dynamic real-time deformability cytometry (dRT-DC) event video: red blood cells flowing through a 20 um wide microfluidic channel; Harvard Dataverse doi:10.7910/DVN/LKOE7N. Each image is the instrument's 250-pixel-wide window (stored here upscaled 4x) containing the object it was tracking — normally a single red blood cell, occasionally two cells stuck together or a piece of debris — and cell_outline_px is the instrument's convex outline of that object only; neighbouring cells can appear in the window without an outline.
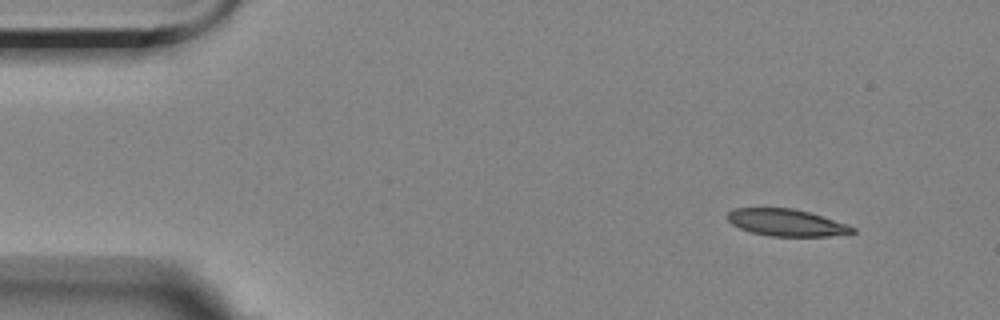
{"species": "Egyptian fruit bat (a non-hibernating species)", "species_latin": "Rousettus aegyptiacus", "temperature_condition": "room temperature", "stored_images_in_passage": 4, "camera_frame_rate_fps": 3000, "um_per_image_px": 0.085, "animal": {"sex": "female"}, "frame": {"image": 1, "passage_image": 1, "time_ms": 0.0, "image_size_px": [1000, 320], "cell_outline_px": [[856, 232], [828, 236], [768, 236], [752, 232], [740, 228], [732, 224], [728, 220], [728, 212], [736, 208], [792, 208], [808, 212], [856, 228]], "centroid_in_image_um": [66.81, 18.92], "position_along_channel_um": 18.2, "area_um2": 19.25}}
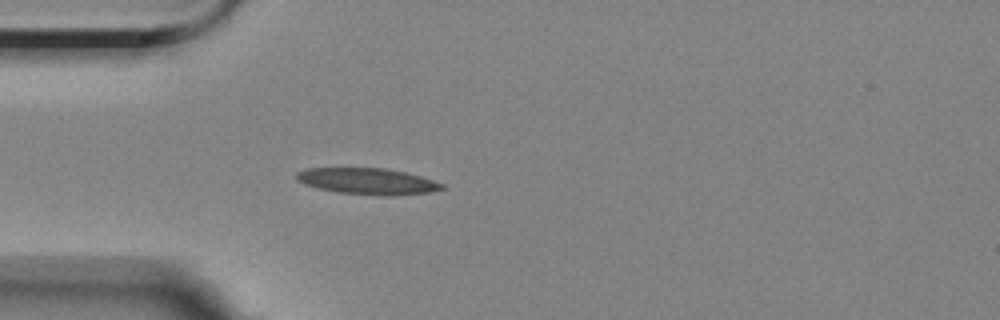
{"frame": {"image": 2, "passage_image": 4, "time_ms": 3.333, "image_size_px": [1000, 320], "cell_outline_px": [[448, 188], [428, 192], [388, 196], [384, 196], [336, 192], [304, 184], [296, 180], [296, 172], [308, 168], [384, 168], [404, 172], [420, 176], [444, 184]], "centroid_in_image_um": [31.24, 15.41], "position_along_channel_um": 53.8, "area_um2": 22.2}}